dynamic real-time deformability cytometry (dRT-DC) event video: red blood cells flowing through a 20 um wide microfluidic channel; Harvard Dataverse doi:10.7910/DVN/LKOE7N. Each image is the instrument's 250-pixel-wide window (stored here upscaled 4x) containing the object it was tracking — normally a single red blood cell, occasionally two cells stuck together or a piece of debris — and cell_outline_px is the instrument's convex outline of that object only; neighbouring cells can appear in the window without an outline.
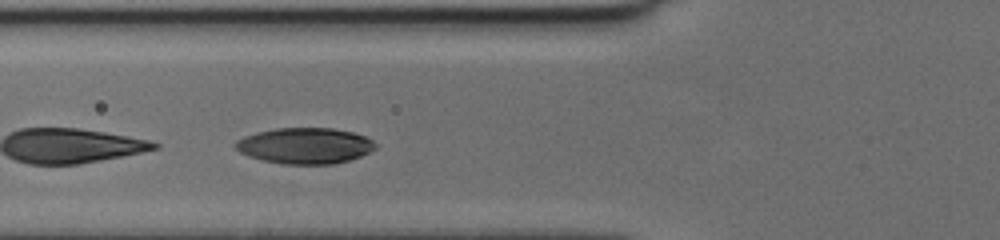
{"species": "human", "species_latin": "Homo sapiens", "temperature_condition": "cold", "stored_images_in_passage": 27, "camera_frame_rate_fps": 3000, "um_per_image_px": 0.085, "donor": {"sex": "female"}, "frame": {"image": 1, "passage_image": 5, "time_ms": 1.333, "image_size_px": [1000, 240], "cell_outline_px": [[376, 148], [360, 156], [336, 164], [280, 164], [248, 156], [240, 152], [232, 144], [236, 140], [244, 136], [256, 132], [276, 128], [332, 128], [352, 132], [364, 136], [372, 140], [376, 144]], "centroid_in_image_um": [25.89, 12.38], "position_along_channel_um": 99.9, "area_um2": 29.36}}
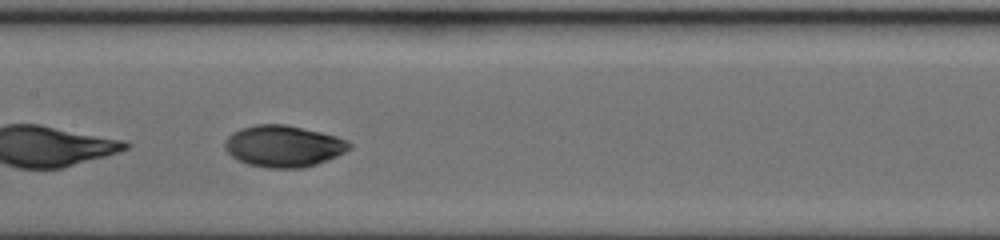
{"frame": {"image": 2, "passage_image": 11, "time_ms": 3.333, "image_size_px": [1000, 240], "cell_outline_px": [[352, 148], [336, 156], [316, 164], [304, 168], [268, 168], [248, 164], [232, 156], [224, 148], [224, 140], [232, 132], [240, 128], [256, 124], [284, 124], [320, 132], [336, 136], [352, 144]], "centroid_in_image_um": [24.07, 12.42], "position_along_channel_um": 183.3, "area_um2": 30.06}}
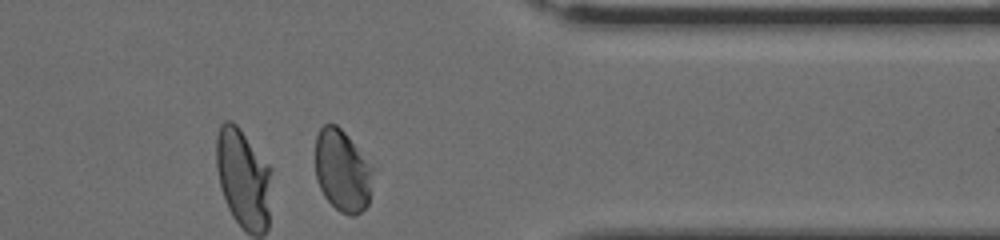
{"frame": {"image": 3, "passage_image": 26, "time_ms": 8.333, "image_size_px": [1000, 240], "cell_outline_px": [[372, 172], [368, 204], [360, 212], [352, 216], [348, 216], [340, 212], [324, 196], [316, 180], [316, 136], [320, 128], [324, 124], [336, 124], [344, 132], [372, 168]], "centroid_in_image_um": [29.06, 14.53], "position_along_channel_um": 382.3, "area_um2": 26.93}}